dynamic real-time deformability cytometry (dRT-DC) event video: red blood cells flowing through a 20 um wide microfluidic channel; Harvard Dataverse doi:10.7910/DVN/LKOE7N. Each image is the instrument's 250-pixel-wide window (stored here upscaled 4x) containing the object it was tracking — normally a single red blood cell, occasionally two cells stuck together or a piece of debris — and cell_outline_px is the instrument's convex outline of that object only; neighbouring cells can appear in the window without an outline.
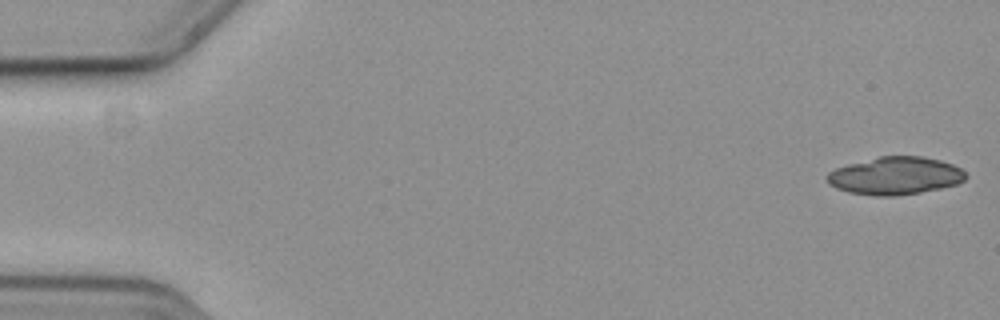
{"species": "common noctule bat (a hibernating species)", "species_latin": "Nyctalus noctula", "temperature_condition": "cold", "stored_images_in_passage": 28, "camera_frame_rate_fps": 3000, "um_per_image_px": 0.085, "animal": {"sex": "female", "body_mass_g": 19.3, "forearm_length_mm": 54.1}, "frame": {"image": 1, "passage_image": 1, "time_ms": 0.0, "image_size_px": [1000, 320], "cell_outline_px": [[968, 176], [964, 180], [956, 184], [940, 188], [920, 192], [896, 196], [876, 196], [848, 192], [836, 188], [828, 184], [828, 172], [836, 168], [848, 164], [880, 156], [920, 156], [940, 160], [952, 164], [960, 168]], "centroid_in_image_um": [76.09, 14.94], "position_along_channel_um": 8.9, "area_um2": 30.35}}